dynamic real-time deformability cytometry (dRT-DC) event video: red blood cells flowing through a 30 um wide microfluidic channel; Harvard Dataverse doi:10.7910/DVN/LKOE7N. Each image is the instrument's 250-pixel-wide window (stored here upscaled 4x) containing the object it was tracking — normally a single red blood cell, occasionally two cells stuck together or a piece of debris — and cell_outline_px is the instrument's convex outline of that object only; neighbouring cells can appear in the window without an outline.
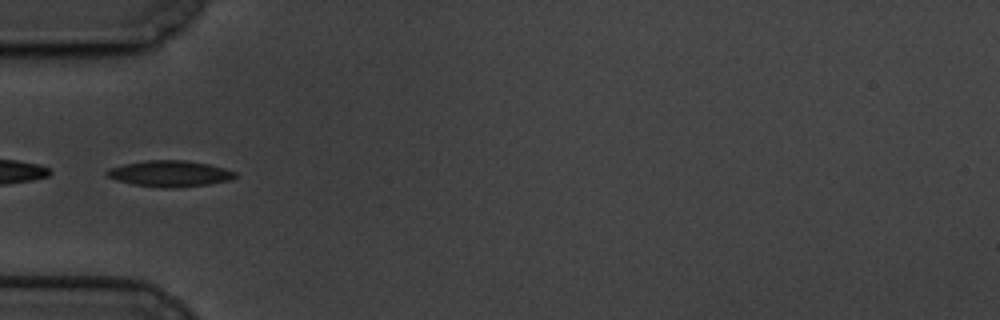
{"species": "common noctule bat (a hibernating species)", "species_latin": "Nyctalus noctula", "temperature_condition": "cold", "stored_images_in_passage": 41, "camera_frame_rate_fps": 3000, "um_per_image_px": 0.085, "animal": {"sex": "male", "body_mass_g": 19.5, "forearm_length_mm": 54.6}, "frame": {"image": 1, "passage_image": 1, "time_ms": 0.0, "image_size_px": [1000, 320], "cell_outline_px": [[236, 176], [232, 180], [208, 184], [168, 188], [164, 188], [132, 184], [116, 180], [108, 176], [104, 172], [108, 168], [124, 164], [144, 160], [184, 160], [208, 164], [224, 168], [236, 172]], "centroid_in_image_um": [14.41, 14.75], "position_along_channel_um": 70.6, "area_um2": 19.48}, "authors_computed_cell_mechanics": {"area_um2": 17.7446, "velocity_mm_per_s": 3.3895, "shape_relaxation_time_tau1_ms": 3.3337, "shape_relaxation_time_tau2_ms": 2.8775, "deformation_change_tau1": 0.1357, "deformation_change_tau2": 0.0967}}